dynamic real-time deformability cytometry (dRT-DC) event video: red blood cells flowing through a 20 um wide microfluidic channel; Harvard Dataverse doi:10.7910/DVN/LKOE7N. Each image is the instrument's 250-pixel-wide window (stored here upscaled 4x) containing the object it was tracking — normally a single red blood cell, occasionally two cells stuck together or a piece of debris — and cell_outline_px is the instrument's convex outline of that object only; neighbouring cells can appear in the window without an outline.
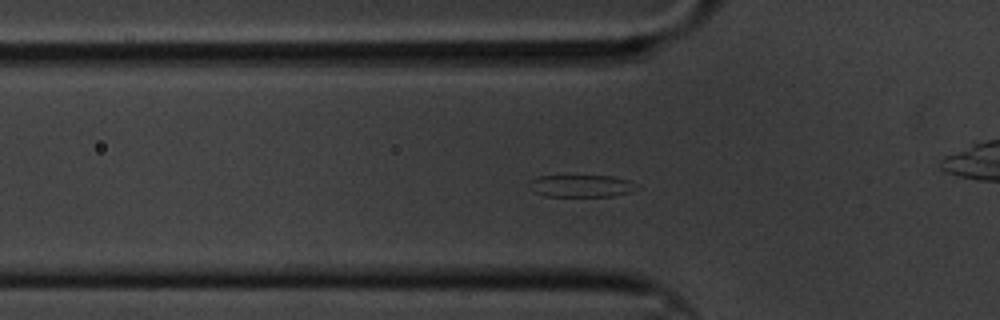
{"species": "common noctule bat (a hibernating species)", "species_latin": "Nyctalus noctula", "temperature_condition": "cold", "stored_images_in_passage": 46, "camera_frame_rate_fps": 3000, "um_per_image_px": 0.085, "animal": {"sex": "male", "body_mass_g": 20.1, "forearm_length_mm": 53.5}, "frame": {"image": 1, "passage_image": 4, "time_ms": 1.0, "image_size_px": [1000, 320], "cell_outline_px": [[640, 188], [632, 192], [612, 196], [544, 196], [532, 192], [528, 188], [528, 180], [536, 176], [612, 176], [628, 180]], "centroid_in_image_um": [49.34, 15.81], "position_along_channel_um": 76.5, "area_um2": 14.16}}
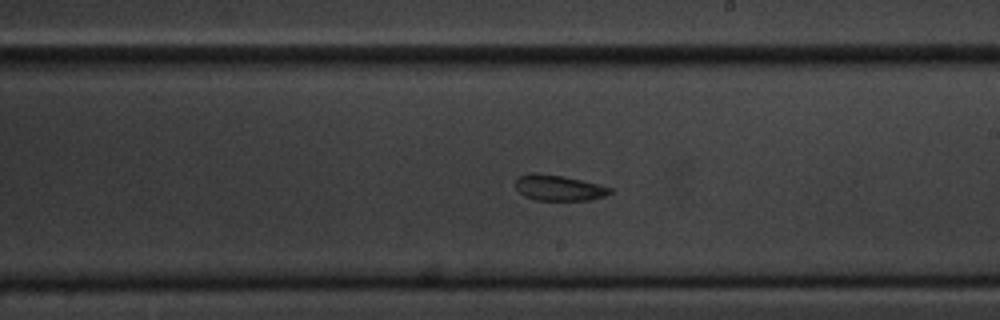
{"frame": {"image": 2, "passage_image": 19, "time_ms": 6.0, "image_size_px": [1000, 320], "cell_outline_px": [[612, 192], [604, 196], [592, 200], [536, 200], [524, 196], [516, 188], [516, 180], [520, 176], [528, 172], [536, 172], [564, 176], [612, 188]], "centroid_in_image_um": [47.47, 15.96], "position_along_channel_um": 241.5, "area_um2": 14.1}}
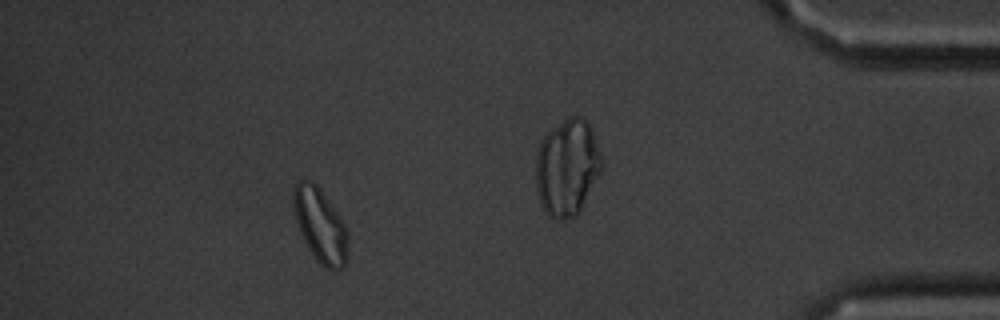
{"frame": {"image": 3, "passage_image": 39, "time_ms": 12.667, "image_size_px": [1000, 320], "cell_outline_px": [[348, 260], [344, 268], [332, 272], [324, 268], [316, 260], [308, 248], [300, 232], [296, 220], [292, 200], [292, 188], [296, 180], [308, 180], [316, 184], [320, 188], [340, 216], [348, 232]], "centroid_in_image_um": [27.23, 19.19], "position_along_channel_um": 408.0, "area_um2": 24.1}, "authors_computed_cell_mechanics": {"area_um2": 15.3459, "velocity_mm_per_s": 3.2893, "shape_relaxation_time_tau1_ms": 2.5972, "shape_relaxation_time_tau2_ms": 3.025, "deformation_change_tau1": 0.1081, "deformation_change_tau2": 0.1071}}